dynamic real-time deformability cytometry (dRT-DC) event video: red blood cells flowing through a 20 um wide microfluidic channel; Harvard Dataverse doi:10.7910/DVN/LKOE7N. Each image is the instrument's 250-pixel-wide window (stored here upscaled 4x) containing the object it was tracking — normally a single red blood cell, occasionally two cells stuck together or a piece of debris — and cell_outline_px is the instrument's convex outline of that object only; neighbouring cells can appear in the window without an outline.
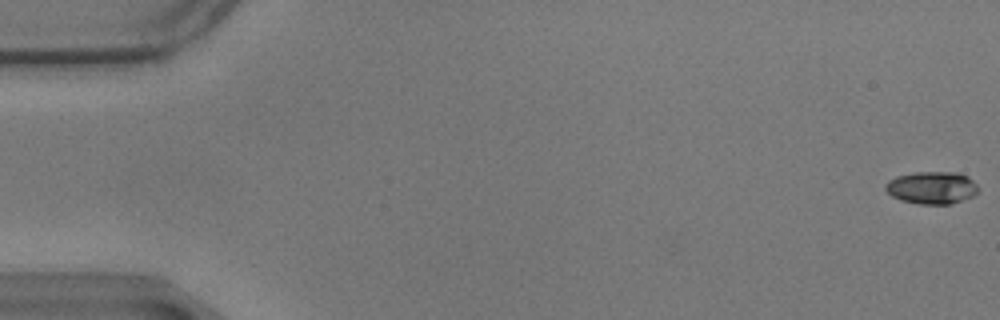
{"species": "common noctule bat (a hibernating species)", "species_latin": "Nyctalus noctula", "temperature_condition": "warm", "stored_images_in_passage": 59, "camera_frame_rate_fps": 3000, "um_per_image_px": 0.085, "animal": {"sex": "male", "body_mass_g": 17.9}, "frame": {"image": 1, "passage_image": 1, "time_ms": 0.0, "image_size_px": [1000, 320], "cell_outline_px": [[980, 188], [972, 196], [948, 204], [920, 204], [900, 200], [892, 196], [884, 188], [884, 184], [888, 180], [896, 176], [916, 172], [956, 172], [968, 176]], "centroid_in_image_um": [79.17, 15.94], "position_along_channel_um": 5.8, "area_um2": 17.51}}
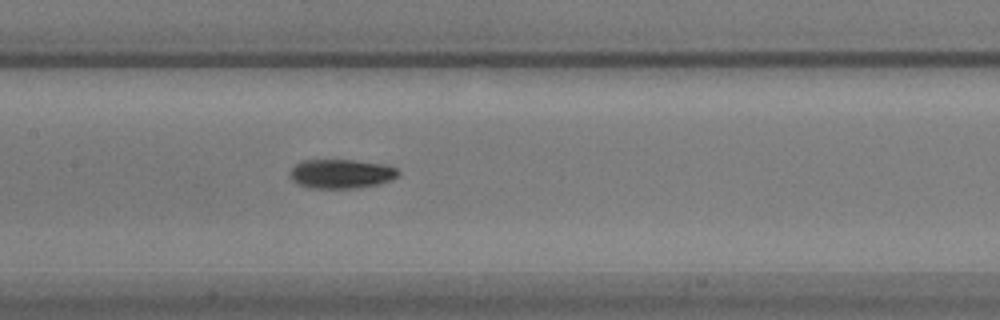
{"frame": {"image": 2, "passage_image": 29, "time_ms": 9.333, "image_size_px": [1000, 320], "cell_outline_px": [[400, 176], [392, 180], [380, 184], [360, 188], [308, 188], [296, 184], [288, 176], [288, 172], [296, 164], [304, 160], [356, 160], [388, 164], [396, 168], [400, 172]], "centroid_in_image_um": [29.03, 14.78], "position_along_channel_um": 178.4, "area_um2": 18.96}}
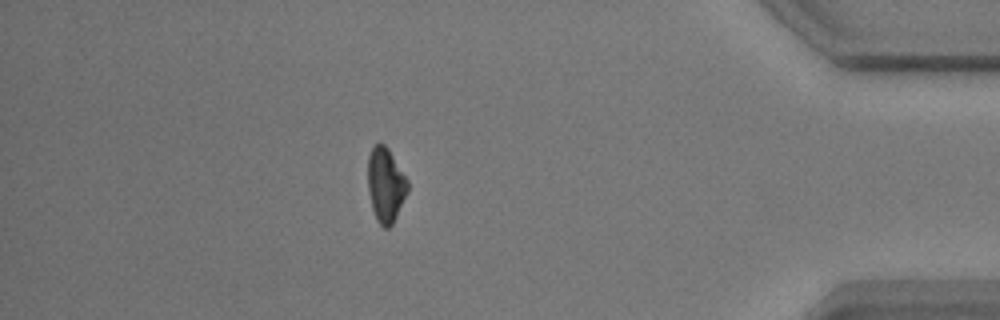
{"frame": {"image": 3, "passage_image": 52, "time_ms": 17.0, "image_size_px": [1000, 320], "cell_outline_px": [[408, 192], [392, 224], [388, 228], [384, 228], [376, 220], [372, 208], [368, 188], [368, 156], [372, 148], [376, 144], [384, 144], [388, 148], [408, 180]], "centroid_in_image_um": [32.78, 15.72], "position_along_channel_um": 402.4, "area_um2": 17.17}, "authors_computed_cell_mechanics": {"area_um2": 17.6868, "velocity_mm_per_s": 3.4599, "shape_relaxation_time_tau1_ms": 3.4889, "shape_relaxation_time_tau2_ms": null, "deformation_change_tau1": 0.134, "deformation_change_tau2": null}}